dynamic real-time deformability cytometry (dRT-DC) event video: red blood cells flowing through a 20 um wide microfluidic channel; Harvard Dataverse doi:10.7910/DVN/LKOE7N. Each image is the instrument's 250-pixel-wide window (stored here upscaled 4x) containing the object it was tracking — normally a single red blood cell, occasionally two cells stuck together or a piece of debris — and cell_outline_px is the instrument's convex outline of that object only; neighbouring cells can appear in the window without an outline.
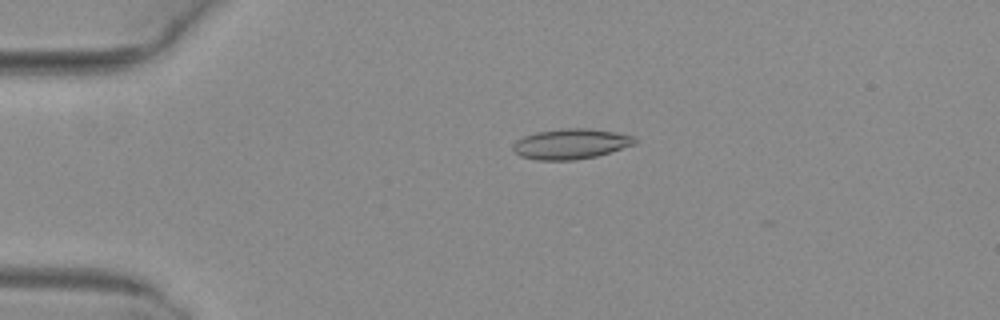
{"species": "common noctule bat (a hibernating species)", "species_latin": "Nyctalus noctula", "temperature_condition": "warm", "stored_images_in_passage": 11, "camera_frame_rate_fps": 3000, "um_per_image_px": 0.085, "animal": {"sex": "female", "body_mass_g": 29.2, "forearm_length_mm": 56.3}, "frame": {"image": 1, "passage_image": 7, "time_ms": 2.0, "image_size_px": [1000, 320], "cell_outline_px": [[636, 144], [596, 156], [576, 160], [536, 160], [520, 156], [512, 148], [512, 144], [516, 140], [524, 136], [536, 132], [560, 128], [588, 128], [616, 132], [636, 136]], "centroid_in_image_um": [48.52, 12.22], "position_along_channel_um": 36.5, "area_um2": 21.68}}